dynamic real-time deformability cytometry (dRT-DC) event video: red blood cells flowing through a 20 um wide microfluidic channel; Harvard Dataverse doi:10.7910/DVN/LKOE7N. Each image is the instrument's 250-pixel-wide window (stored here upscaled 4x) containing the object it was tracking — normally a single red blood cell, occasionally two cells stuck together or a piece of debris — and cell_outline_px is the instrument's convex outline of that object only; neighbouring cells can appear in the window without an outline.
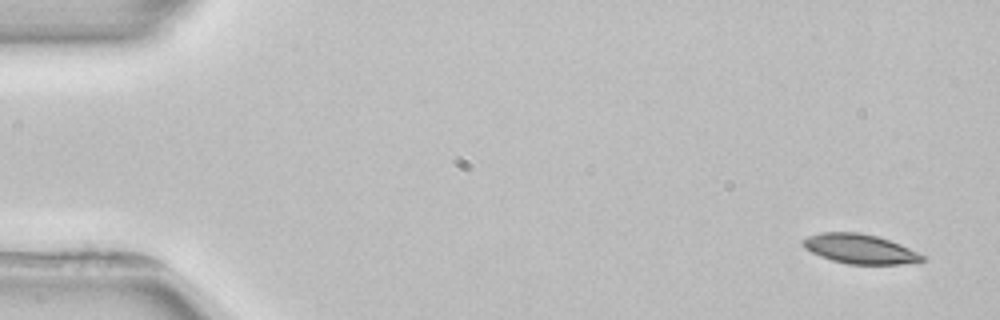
{"species": "common noctule bat (a hibernating species)", "species_latin": "Nyctalus noctula", "temperature_condition": "room temperature", "stored_images_in_passage": 4, "camera_frame_rate_fps": 3000, "um_per_image_px": 0.085, "animal": {"sex": "female", "body_mass_g": 22.7, "forearm_length_mm": 54.2}, "frame": {"image": 1, "passage_image": 1, "time_ms": 0.0, "image_size_px": [1000, 320], "cell_outline_px": [[924, 260], [900, 264], [848, 264], [832, 260], [820, 256], [804, 248], [800, 244], [800, 240], [808, 236], [820, 232], [860, 232], [876, 236], [900, 244], [924, 256]], "centroid_in_image_um": [73.0, 21.14], "position_along_channel_um": 12.0, "area_um2": 20.4}}
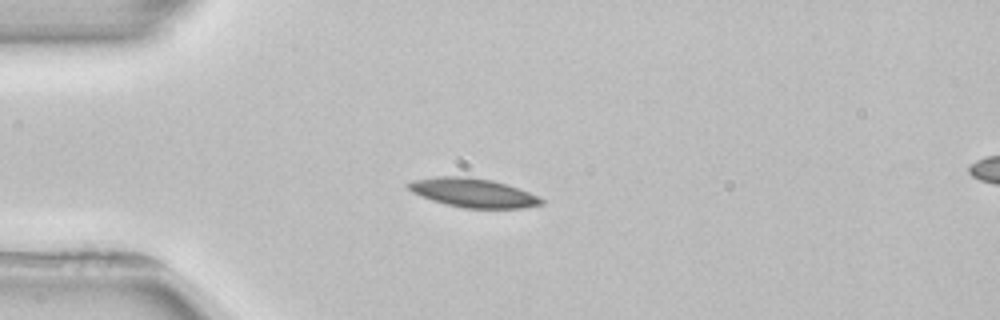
{"frame": {"image": 2, "passage_image": 3, "time_ms": 3.667, "image_size_px": [1000, 320], "cell_outline_px": [[544, 204], [520, 208], [464, 208], [432, 200], [412, 192], [404, 184], [412, 180], [436, 176], [468, 176], [492, 180], [508, 184], [528, 192], [544, 200]], "centroid_in_image_um": [40.19, 16.37], "position_along_channel_um": 44.8, "area_um2": 22.43}}